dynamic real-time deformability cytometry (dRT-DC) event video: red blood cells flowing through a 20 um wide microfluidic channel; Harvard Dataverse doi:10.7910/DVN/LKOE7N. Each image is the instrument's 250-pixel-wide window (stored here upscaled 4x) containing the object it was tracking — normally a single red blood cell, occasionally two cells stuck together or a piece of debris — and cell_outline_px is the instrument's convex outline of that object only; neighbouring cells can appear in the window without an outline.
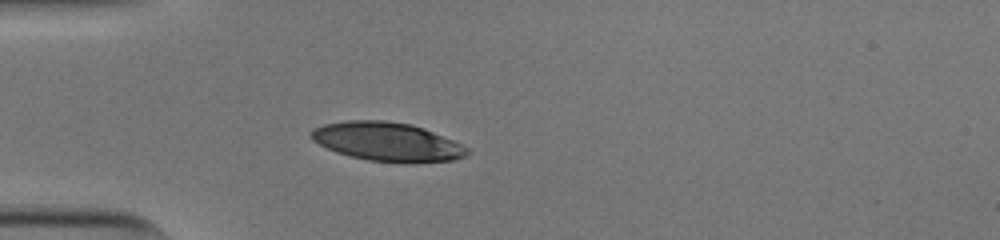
{"species": "human", "species_latin": "Homo sapiens", "temperature_condition": "cold", "stored_images_in_passage": 38, "camera_frame_rate_fps": 3000, "um_per_image_px": 0.085, "donor": {"sex": "male"}, "frame": {"image": 1, "passage_image": 1, "time_ms": 0.0, "image_size_px": [1000, 240], "cell_outline_px": [[472, 152], [468, 156], [452, 160], [412, 164], [404, 164], [368, 160], [336, 152], [312, 140], [308, 136], [308, 132], [312, 128], [324, 124], [348, 120], [384, 120], [412, 124], [424, 128], [452, 140], [468, 148]], "centroid_in_image_um": [32.92, 12.06], "position_along_channel_um": 52.1, "area_um2": 35.78}}
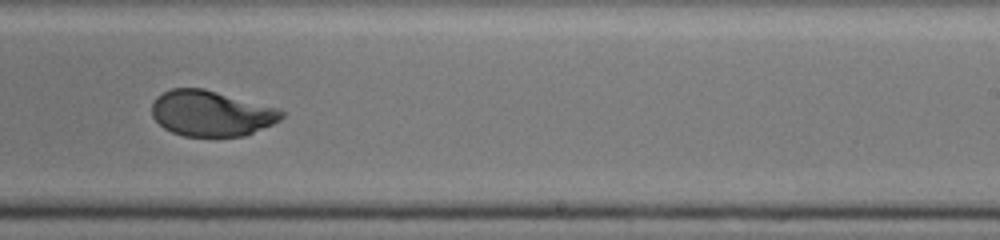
{"frame": {"image": 2, "passage_image": 19, "time_ms": 6.0, "image_size_px": [1000, 240], "cell_outline_px": [[284, 116], [280, 120], [272, 124], [244, 136], [184, 136], [172, 132], [164, 128], [152, 116], [152, 104], [156, 96], [172, 88], [204, 88], [276, 108], [284, 112]], "centroid_in_image_um": [17.93, 9.63], "position_along_channel_um": 271.1, "area_um2": 34.22}}
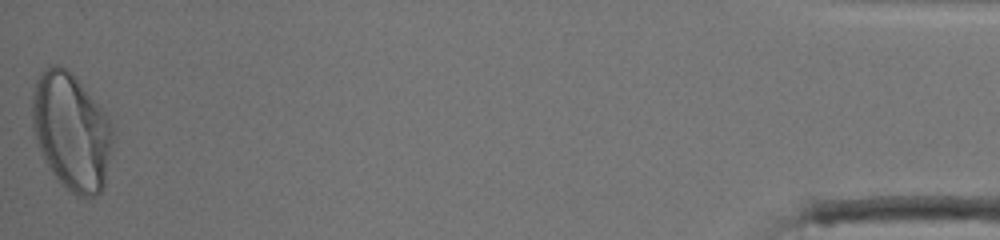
{"frame": {"image": 3, "passage_image": 38, "time_ms": 12.333, "image_size_px": [1000, 240], "cell_outline_px": [[112, 140], [104, 188], [100, 192], [84, 200], [60, 184], [44, 160], [36, 140], [32, 128], [32, 88], [40, 72], [44, 68], [52, 64], [60, 64], [72, 72], [104, 112], [112, 128]], "centroid_in_image_um": [6.03, 11.16], "position_along_channel_um": 429.2, "area_um2": 55.08}, "authors_computed_cell_mechanics": {"area_um2": 36.0094, "velocity_mm_per_s": 3.8906, "shape_relaxation_time_tau1_ms": 3.3334, "shape_relaxation_time_tau2_ms": 0.7906, "deformation_change_tau1": 0.182, "deformation_change_tau2": 0.0498}}